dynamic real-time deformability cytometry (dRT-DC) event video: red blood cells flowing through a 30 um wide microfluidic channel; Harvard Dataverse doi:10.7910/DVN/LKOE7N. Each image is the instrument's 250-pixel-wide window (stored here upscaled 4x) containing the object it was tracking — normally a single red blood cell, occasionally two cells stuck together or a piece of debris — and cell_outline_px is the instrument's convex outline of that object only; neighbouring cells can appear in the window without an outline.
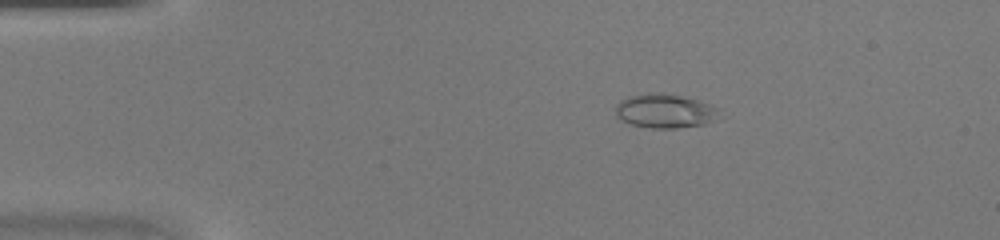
{"species": "common noctule bat (a hibernating species)", "species_latin": "Nyctalus noctula", "temperature_condition": "warm", "stored_images_in_passage": 40, "camera_frame_rate_fps": 3000, "um_per_image_px": 0.085, "animal": {"sex": "female", "body_mass_g": 20.0, "forearm_length_mm": 54.0}, "frame": {"image": 1, "passage_image": 3, "time_ms": 0.667, "image_size_px": [1000, 240], "cell_outline_px": [[720, 108], [716, 120], [704, 124], [676, 128], [648, 128], [628, 124], [620, 120], [616, 116], [616, 104], [620, 100], [628, 96], [648, 92], [680, 96], [696, 100]], "centroid_in_image_um": [56.47, 9.45], "position_along_channel_um": 28.5, "area_um2": 20.63}}
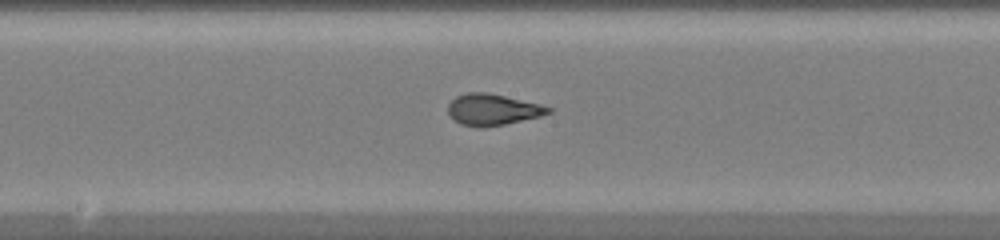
{"frame": {"image": 2, "passage_image": 19, "time_ms": 6.0, "image_size_px": [1000, 240], "cell_outline_px": [[552, 112], [540, 116], [504, 124], [484, 128], [480, 128], [460, 124], [448, 112], [448, 104], [456, 96], [468, 92], [488, 92], [540, 104], [552, 108]], "centroid_in_image_um": [41.87, 9.31], "position_along_channel_um": 206.3, "area_um2": 18.21}}
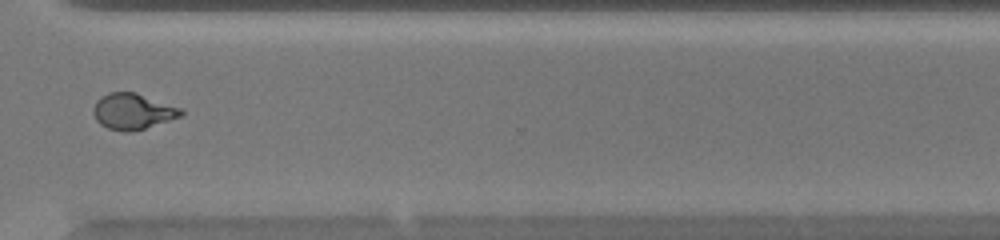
{"frame": {"image": 3, "passage_image": 29, "time_ms": 9.333, "image_size_px": [1000, 240], "cell_outline_px": [[184, 116], [132, 132], [124, 132], [108, 128], [100, 124], [96, 120], [92, 112], [92, 108], [96, 100], [100, 96], [108, 92], [136, 92], [184, 108]], "centroid_in_image_um": [11.31, 9.46], "position_along_channel_um": 359.3, "area_um2": 18.84}}